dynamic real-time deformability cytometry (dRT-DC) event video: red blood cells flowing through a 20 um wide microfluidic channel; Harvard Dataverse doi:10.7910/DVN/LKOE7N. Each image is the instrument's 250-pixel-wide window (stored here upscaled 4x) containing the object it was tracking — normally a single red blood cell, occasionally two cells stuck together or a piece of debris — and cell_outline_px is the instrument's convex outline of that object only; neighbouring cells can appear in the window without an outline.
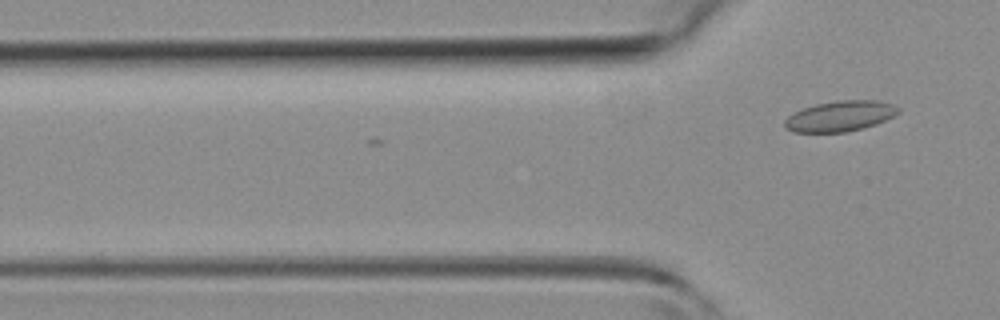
{"species": "common noctule bat (a hibernating species)", "species_latin": "Nyctalus noctula", "temperature_condition": "room temperature", "stored_images_in_passage": 5, "camera_frame_rate_fps": 3000, "um_per_image_px": 0.085, "animal": {"sex": "female", "body_mass_g": 19.3, "forearm_length_mm": 54.1}, "frame": {"image": 1, "passage_image": 5, "time_ms": 1.333, "image_size_px": [1000, 320], "cell_outline_px": [[900, 112], [876, 124], [844, 132], [792, 132], [784, 128], [784, 120], [788, 116], [804, 108], [816, 104], [836, 100], [876, 100], [892, 104], [900, 108]], "centroid_in_image_um": [71.39, 9.86], "position_along_channel_um": 54.4, "area_um2": 20.06}}